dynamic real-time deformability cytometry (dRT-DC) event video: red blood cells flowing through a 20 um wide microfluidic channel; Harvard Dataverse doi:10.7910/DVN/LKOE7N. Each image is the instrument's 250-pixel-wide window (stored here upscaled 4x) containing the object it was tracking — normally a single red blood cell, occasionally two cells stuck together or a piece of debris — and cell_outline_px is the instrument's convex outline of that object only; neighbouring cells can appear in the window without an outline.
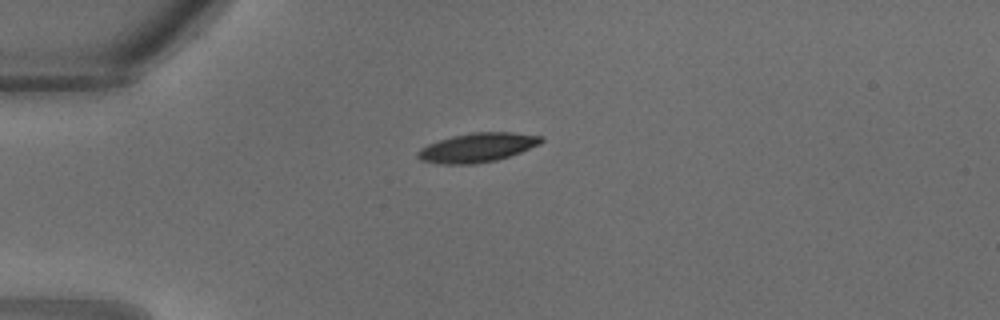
{"species": "common noctule bat (a hibernating species)", "species_latin": "Nyctalus noctula", "temperature_condition": "warm", "stored_images_in_passage": 22, "camera_frame_rate_fps": 3000, "um_per_image_px": 0.085, "animal": {"sex": "male", "body_mass_g": 18.8}, "frame": {"image": 1, "passage_image": 1, "time_ms": 0.0, "image_size_px": [1000, 320], "cell_outline_px": [[544, 140], [540, 144], [520, 152], [496, 160], [476, 164], [440, 164], [420, 160], [416, 156], [416, 152], [420, 148], [428, 144], [452, 136], [468, 132], [512, 132], [544, 136]], "centroid_in_image_um": [40.56, 12.54], "position_along_channel_um": 44.4, "area_um2": 21.1}}
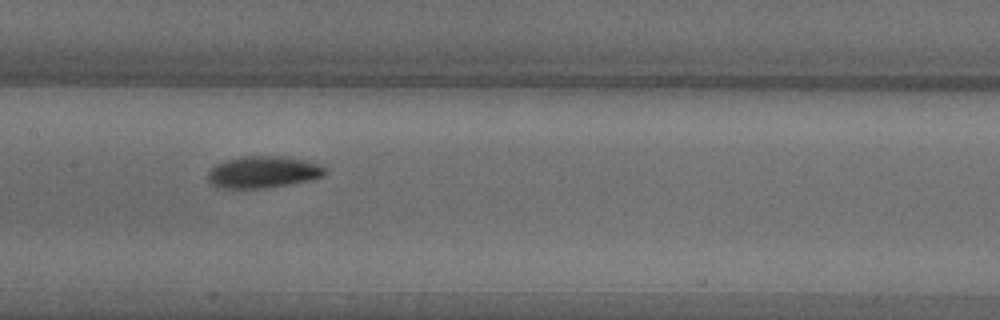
{"frame": {"image": 2, "passage_image": 9, "time_ms": 2.667, "image_size_px": [1000, 320], "cell_outline_px": [[328, 172], [324, 176], [312, 180], [264, 188], [216, 188], [208, 180], [208, 172], [216, 164], [228, 160], [244, 156], [280, 156], [304, 160], [320, 164]], "centroid_in_image_um": [22.38, 14.63], "position_along_channel_um": 185.0, "area_um2": 21.68}}
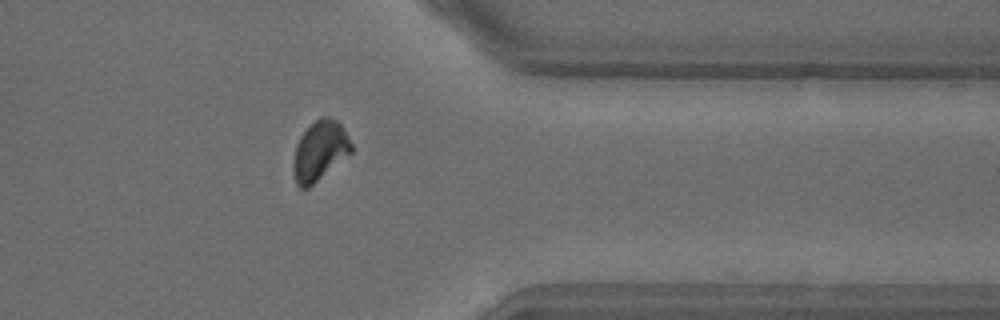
{"frame": {"image": 3, "passage_image": 19, "time_ms": 6.0, "image_size_px": [1000, 320], "cell_outline_px": [[352, 152], [308, 188], [300, 188], [296, 184], [292, 172], [292, 164], [296, 144], [300, 136], [320, 116], [328, 116], [336, 120], [344, 128], [352, 144]], "centroid_in_image_um": [27.16, 12.82], "position_along_channel_um": 384.2, "area_um2": 20.17}}